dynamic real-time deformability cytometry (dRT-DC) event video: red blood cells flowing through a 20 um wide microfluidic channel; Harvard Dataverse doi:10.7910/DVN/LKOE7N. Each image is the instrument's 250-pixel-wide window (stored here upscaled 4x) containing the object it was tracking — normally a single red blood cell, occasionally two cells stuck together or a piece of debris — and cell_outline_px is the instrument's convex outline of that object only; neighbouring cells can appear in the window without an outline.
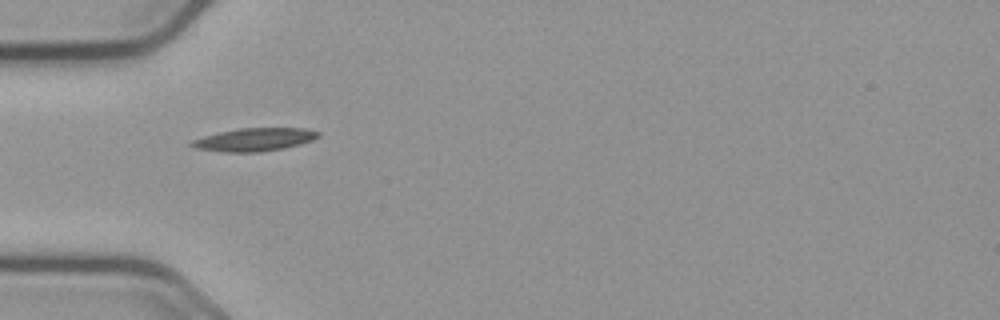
{"species": "common noctule bat (a hibernating species)", "species_latin": "Nyctalus noctula", "temperature_condition": "cold", "stored_images_in_passage": 40, "camera_frame_rate_fps": 3000, "um_per_image_px": 0.085, "animal": {"sex": "male", "body_mass_g": 23.1, "forearm_length_mm": 52.7}, "frame": {"image": 1, "passage_image": 2, "time_ms": 0.333, "image_size_px": [1000, 320], "cell_outline_px": [[320, 136], [312, 140], [300, 144], [284, 148], [260, 152], [224, 152], [196, 148], [188, 144], [192, 140], [204, 136], [220, 132], [240, 128], [304, 128], [320, 132]], "centroid_in_image_um": [21.64, 11.86], "position_along_channel_um": 63.4, "area_um2": 16.94}}
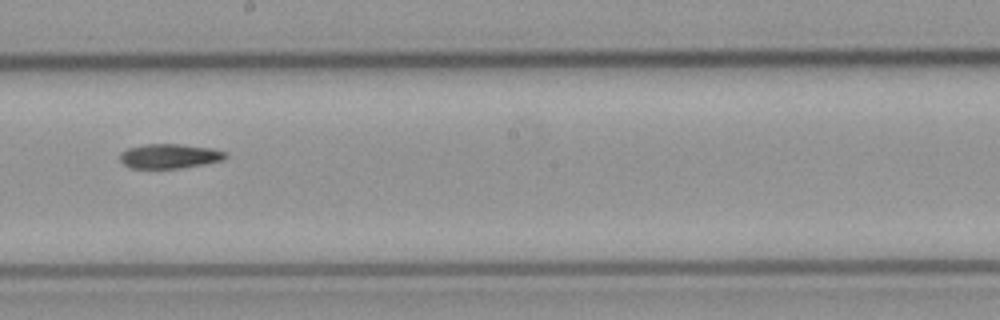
{"frame": {"image": 2, "passage_image": 16, "time_ms": 5.0, "image_size_px": [1000, 320], "cell_outline_px": [[228, 156], [224, 160], [204, 164], [180, 168], [132, 168], [124, 164], [120, 160], [120, 152], [128, 148], [144, 144], [180, 144], [212, 148], [228, 152]], "centroid_in_image_um": [14.44, 13.26], "position_along_channel_um": 233.8, "area_um2": 15.2}}
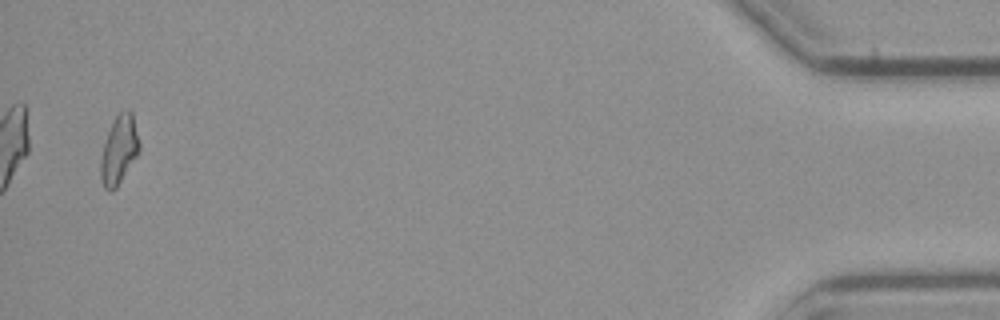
{"frame": {"image": 3, "passage_image": 39, "time_ms": 12.667, "image_size_px": [1000, 320], "cell_outline_px": [[140, 152], [116, 188], [112, 192], [108, 192], [104, 188], [100, 176], [100, 160], [104, 144], [108, 132], [116, 116], [120, 112], [128, 108], [132, 112], [140, 144]], "centroid_in_image_um": [10.13, 12.77], "position_along_channel_um": 425.1, "area_um2": 15.49}, "authors_computed_cell_mechanics": {"area_um2": 15.2592, "velocity_mm_per_s": 3.6659, "shape_relaxation_time_tau1_ms": 10.2843, "shape_relaxation_time_tau2_ms": null, "deformation_change_tau1": 0.2438, "deformation_change_tau2": null}}